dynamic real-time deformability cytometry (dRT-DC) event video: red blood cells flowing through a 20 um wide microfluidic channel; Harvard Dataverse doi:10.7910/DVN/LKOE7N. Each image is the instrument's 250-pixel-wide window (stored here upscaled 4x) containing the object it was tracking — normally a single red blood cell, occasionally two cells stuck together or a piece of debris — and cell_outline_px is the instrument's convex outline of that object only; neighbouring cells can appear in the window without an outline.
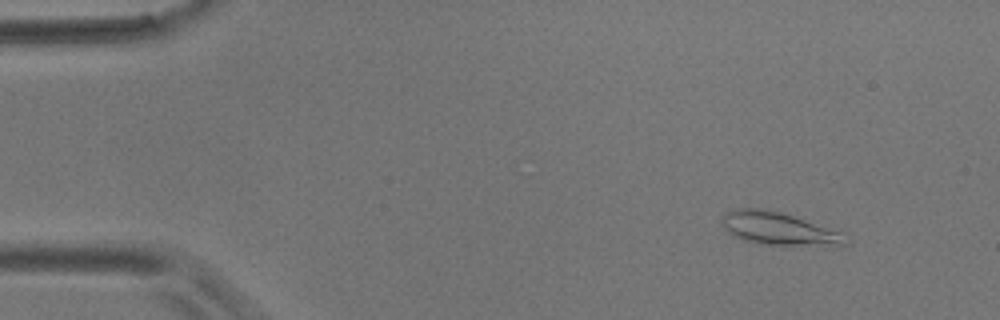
{"species": "common noctule bat (a hibernating species)", "species_latin": "Nyctalus noctula", "temperature_condition": "room temperature", "stored_images_in_passage": 5, "camera_frame_rate_fps": 3000, "um_per_image_px": 0.085, "animal": {"sex": "male", "body_mass_g": 17.9}, "frame": {"image": 1, "passage_image": 2, "time_ms": 1.333, "image_size_px": [1000, 320], "cell_outline_px": [[848, 244], [764, 244], [744, 240], [728, 232], [724, 228], [720, 220], [724, 212], [736, 208], [760, 208], [780, 212], [844, 232]], "centroid_in_image_um": [66.11, 19.4], "position_along_channel_um": 18.9, "area_um2": 23.06}}